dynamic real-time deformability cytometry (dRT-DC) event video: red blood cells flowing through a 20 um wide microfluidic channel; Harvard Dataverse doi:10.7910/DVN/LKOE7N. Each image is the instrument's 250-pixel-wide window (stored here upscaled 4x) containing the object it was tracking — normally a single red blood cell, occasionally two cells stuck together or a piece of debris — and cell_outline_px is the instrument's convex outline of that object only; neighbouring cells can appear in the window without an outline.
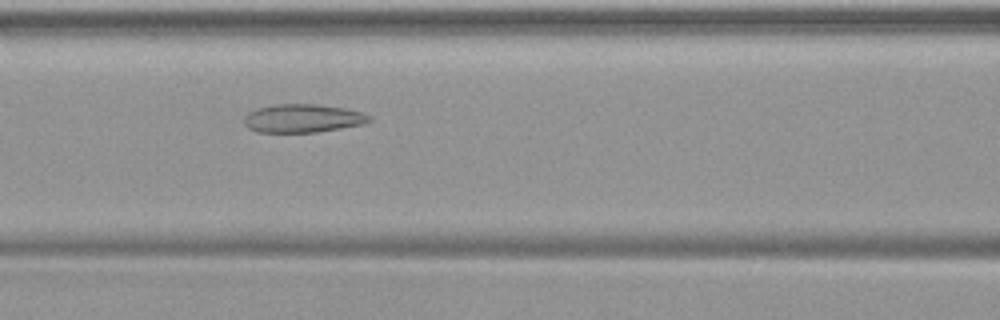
{"species": "common noctule bat (a hibernating species)", "species_latin": "Nyctalus noctula", "temperature_condition": "warm", "stored_images_in_passage": 38, "camera_frame_rate_fps": 3000, "um_per_image_px": 0.085, "animal": {"sex": "female", "body_mass_g": 19.9}, "frame": {"image": 1, "passage_image": 16, "time_ms": 5.0, "image_size_px": [1000, 320], "cell_outline_px": [[372, 120], [368, 124], [316, 132], [256, 132], [248, 128], [244, 124], [244, 116], [248, 112], [256, 108], [272, 104], [316, 104], [344, 108], [360, 112], [372, 116]], "centroid_in_image_um": [25.74, 10.06], "position_along_channel_um": 140.9, "area_um2": 20.98}}
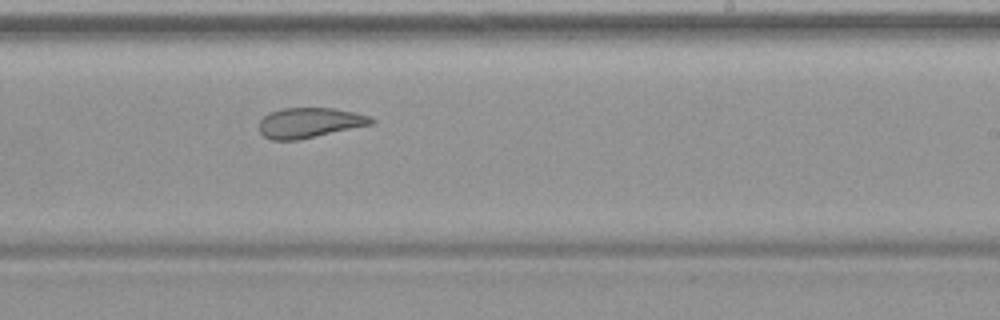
{"frame": {"image": 2, "passage_image": 25, "time_ms": 8.0, "image_size_px": [1000, 320], "cell_outline_px": [[376, 120], [372, 124], [296, 140], [272, 140], [264, 136], [260, 132], [260, 120], [264, 116], [272, 112], [284, 108], [332, 108], [356, 112], [368, 116]], "centroid_in_image_um": [26.31, 10.43], "position_along_channel_um": 262.7, "area_um2": 19.36}}
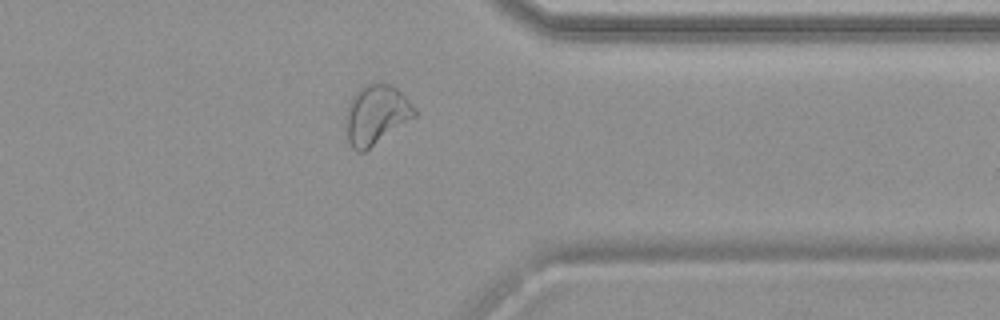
{"frame": {"image": 3, "passage_image": 34, "time_ms": 11.0, "image_size_px": [1000, 320], "cell_outline_px": [[416, 116], [364, 152], [356, 152], [352, 148], [348, 140], [344, 124], [344, 116], [348, 104], [352, 96], [364, 84], [388, 84], [396, 88], [416, 108]], "centroid_in_image_um": [31.93, 9.77], "position_along_channel_um": 379.5, "area_um2": 23.87}}